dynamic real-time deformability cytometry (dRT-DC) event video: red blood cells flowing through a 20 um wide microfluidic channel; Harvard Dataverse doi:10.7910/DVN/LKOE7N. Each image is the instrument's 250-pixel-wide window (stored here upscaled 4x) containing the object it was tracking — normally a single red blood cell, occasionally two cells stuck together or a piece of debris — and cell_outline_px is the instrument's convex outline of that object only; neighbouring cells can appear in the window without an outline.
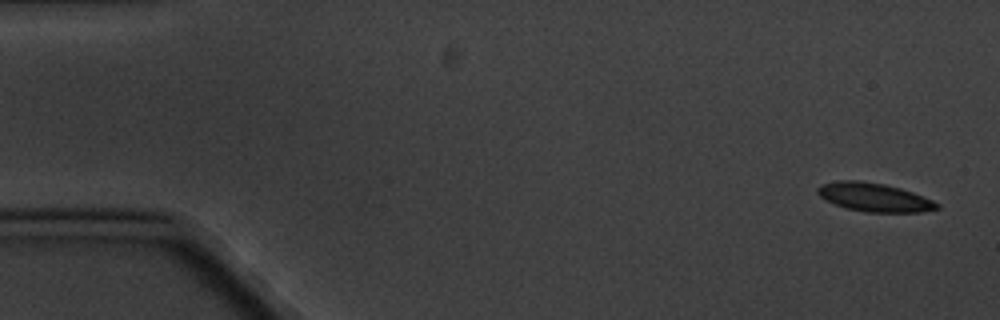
{"species": "common noctule bat (a hibernating species)", "species_latin": "Nyctalus noctula", "temperature_condition": "cold", "stored_images_in_passage": 6, "camera_frame_rate_fps": 3000, "um_per_image_px": 0.085, "animal": {"sex": "male", "body_mass_g": 20.1, "forearm_length_mm": 53.5}, "frame": {"image": 1, "passage_image": 1, "time_ms": 0.0, "image_size_px": [1000, 320], "cell_outline_px": [[940, 208], [920, 212], [864, 212], [848, 208], [824, 200], [816, 192], [816, 188], [820, 184], [840, 180], [860, 180], [884, 184], [900, 188], [912, 192], [932, 200], [940, 204]], "centroid_in_image_um": [74.28, 16.76], "position_along_channel_um": 10.7, "area_um2": 19.88}}